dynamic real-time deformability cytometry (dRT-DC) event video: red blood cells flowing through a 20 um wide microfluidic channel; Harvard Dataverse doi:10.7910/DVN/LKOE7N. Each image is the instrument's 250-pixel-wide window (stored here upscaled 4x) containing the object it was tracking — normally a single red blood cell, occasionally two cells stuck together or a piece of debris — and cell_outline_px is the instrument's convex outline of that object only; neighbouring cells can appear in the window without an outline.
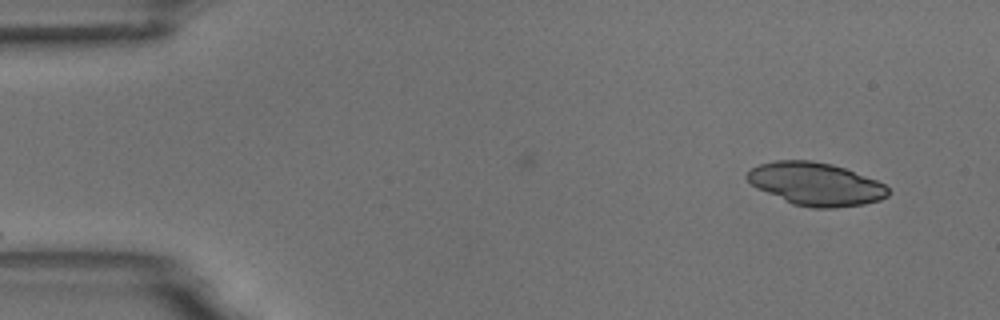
{"species": "common noctule bat (a hibernating species)", "species_latin": "Nyctalus noctula", "temperature_condition": "room temperature", "stored_images_in_passage": 5, "camera_frame_rate_fps": 3000, "um_per_image_px": 0.085, "animal": {"sex": "male", "body_mass_g": 18.8}, "frame": {"image": 1, "passage_image": 1, "time_ms": 0.0, "image_size_px": [1000, 320], "cell_outline_px": [[888, 196], [880, 200], [864, 204], [832, 208], [812, 208], [792, 204], [756, 188], [744, 176], [752, 168], [760, 164], [776, 160], [812, 160], [832, 164], [844, 168], [876, 180], [884, 184], [888, 188]], "centroid_in_image_um": [69.32, 15.64], "position_along_channel_um": 15.7, "area_um2": 35.2}}